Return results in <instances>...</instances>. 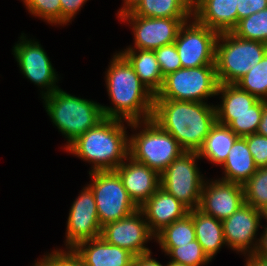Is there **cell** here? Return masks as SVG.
I'll use <instances>...</instances> for the list:
<instances>
[{
    "label": "cell",
    "mask_w": 267,
    "mask_h": 266,
    "mask_svg": "<svg viewBox=\"0 0 267 266\" xmlns=\"http://www.w3.org/2000/svg\"><path fill=\"white\" fill-rule=\"evenodd\" d=\"M267 52V44L239 38L232 32L220 33L215 48V70L219 84H235Z\"/></svg>",
    "instance_id": "cell-6"
},
{
    "label": "cell",
    "mask_w": 267,
    "mask_h": 266,
    "mask_svg": "<svg viewBox=\"0 0 267 266\" xmlns=\"http://www.w3.org/2000/svg\"><path fill=\"white\" fill-rule=\"evenodd\" d=\"M224 176L220 179L243 185L257 171L253 156L244 137H238L221 165Z\"/></svg>",
    "instance_id": "cell-21"
},
{
    "label": "cell",
    "mask_w": 267,
    "mask_h": 266,
    "mask_svg": "<svg viewBox=\"0 0 267 266\" xmlns=\"http://www.w3.org/2000/svg\"><path fill=\"white\" fill-rule=\"evenodd\" d=\"M232 33L239 38L267 44V8L239 20Z\"/></svg>",
    "instance_id": "cell-30"
},
{
    "label": "cell",
    "mask_w": 267,
    "mask_h": 266,
    "mask_svg": "<svg viewBox=\"0 0 267 266\" xmlns=\"http://www.w3.org/2000/svg\"><path fill=\"white\" fill-rule=\"evenodd\" d=\"M264 110V100H258L251 111L243 114H216L217 122L227 125L238 137L257 132Z\"/></svg>",
    "instance_id": "cell-28"
},
{
    "label": "cell",
    "mask_w": 267,
    "mask_h": 266,
    "mask_svg": "<svg viewBox=\"0 0 267 266\" xmlns=\"http://www.w3.org/2000/svg\"><path fill=\"white\" fill-rule=\"evenodd\" d=\"M238 136L227 126L216 122L205 138L199 157L221 166Z\"/></svg>",
    "instance_id": "cell-24"
},
{
    "label": "cell",
    "mask_w": 267,
    "mask_h": 266,
    "mask_svg": "<svg viewBox=\"0 0 267 266\" xmlns=\"http://www.w3.org/2000/svg\"><path fill=\"white\" fill-rule=\"evenodd\" d=\"M190 18H151L123 14L118 20L129 23L133 32L134 46L126 49L155 50L164 45L174 43L180 28Z\"/></svg>",
    "instance_id": "cell-12"
},
{
    "label": "cell",
    "mask_w": 267,
    "mask_h": 266,
    "mask_svg": "<svg viewBox=\"0 0 267 266\" xmlns=\"http://www.w3.org/2000/svg\"><path fill=\"white\" fill-rule=\"evenodd\" d=\"M33 266H86L73 249H56L45 254Z\"/></svg>",
    "instance_id": "cell-34"
},
{
    "label": "cell",
    "mask_w": 267,
    "mask_h": 266,
    "mask_svg": "<svg viewBox=\"0 0 267 266\" xmlns=\"http://www.w3.org/2000/svg\"><path fill=\"white\" fill-rule=\"evenodd\" d=\"M101 237L111 245L130 251L135 257L151 253L146 244L149 240H155L140 209L128 217L103 226Z\"/></svg>",
    "instance_id": "cell-14"
},
{
    "label": "cell",
    "mask_w": 267,
    "mask_h": 266,
    "mask_svg": "<svg viewBox=\"0 0 267 266\" xmlns=\"http://www.w3.org/2000/svg\"><path fill=\"white\" fill-rule=\"evenodd\" d=\"M132 13L151 18H191L193 4L190 0H142Z\"/></svg>",
    "instance_id": "cell-25"
},
{
    "label": "cell",
    "mask_w": 267,
    "mask_h": 266,
    "mask_svg": "<svg viewBox=\"0 0 267 266\" xmlns=\"http://www.w3.org/2000/svg\"><path fill=\"white\" fill-rule=\"evenodd\" d=\"M211 180L204 182L198 209L222 221L245 204L243 185L220 178Z\"/></svg>",
    "instance_id": "cell-16"
},
{
    "label": "cell",
    "mask_w": 267,
    "mask_h": 266,
    "mask_svg": "<svg viewBox=\"0 0 267 266\" xmlns=\"http://www.w3.org/2000/svg\"><path fill=\"white\" fill-rule=\"evenodd\" d=\"M237 5L238 0H197L193 17L218 34L232 32L238 24Z\"/></svg>",
    "instance_id": "cell-19"
},
{
    "label": "cell",
    "mask_w": 267,
    "mask_h": 266,
    "mask_svg": "<svg viewBox=\"0 0 267 266\" xmlns=\"http://www.w3.org/2000/svg\"><path fill=\"white\" fill-rule=\"evenodd\" d=\"M73 250L86 266H133L135 256L107 243L101 236L79 243Z\"/></svg>",
    "instance_id": "cell-20"
},
{
    "label": "cell",
    "mask_w": 267,
    "mask_h": 266,
    "mask_svg": "<svg viewBox=\"0 0 267 266\" xmlns=\"http://www.w3.org/2000/svg\"><path fill=\"white\" fill-rule=\"evenodd\" d=\"M152 119L186 152H198L217 122L216 107L207 102L154 99Z\"/></svg>",
    "instance_id": "cell-2"
},
{
    "label": "cell",
    "mask_w": 267,
    "mask_h": 266,
    "mask_svg": "<svg viewBox=\"0 0 267 266\" xmlns=\"http://www.w3.org/2000/svg\"><path fill=\"white\" fill-rule=\"evenodd\" d=\"M21 33L19 41L13 46L12 54L18 63L20 72L34 85L41 88V96L53 93L59 89L56 84L59 76L44 48L34 39H28ZM44 88V89H43Z\"/></svg>",
    "instance_id": "cell-10"
},
{
    "label": "cell",
    "mask_w": 267,
    "mask_h": 266,
    "mask_svg": "<svg viewBox=\"0 0 267 266\" xmlns=\"http://www.w3.org/2000/svg\"><path fill=\"white\" fill-rule=\"evenodd\" d=\"M262 218L267 222V204L261 209Z\"/></svg>",
    "instance_id": "cell-44"
},
{
    "label": "cell",
    "mask_w": 267,
    "mask_h": 266,
    "mask_svg": "<svg viewBox=\"0 0 267 266\" xmlns=\"http://www.w3.org/2000/svg\"><path fill=\"white\" fill-rule=\"evenodd\" d=\"M256 133L267 137V101H264V110Z\"/></svg>",
    "instance_id": "cell-43"
},
{
    "label": "cell",
    "mask_w": 267,
    "mask_h": 266,
    "mask_svg": "<svg viewBox=\"0 0 267 266\" xmlns=\"http://www.w3.org/2000/svg\"><path fill=\"white\" fill-rule=\"evenodd\" d=\"M165 255L171 257L170 261L187 266H205L212 261L196 239L188 244L171 248Z\"/></svg>",
    "instance_id": "cell-32"
},
{
    "label": "cell",
    "mask_w": 267,
    "mask_h": 266,
    "mask_svg": "<svg viewBox=\"0 0 267 266\" xmlns=\"http://www.w3.org/2000/svg\"><path fill=\"white\" fill-rule=\"evenodd\" d=\"M142 0H123V6L117 12V18L123 14L132 12Z\"/></svg>",
    "instance_id": "cell-42"
},
{
    "label": "cell",
    "mask_w": 267,
    "mask_h": 266,
    "mask_svg": "<svg viewBox=\"0 0 267 266\" xmlns=\"http://www.w3.org/2000/svg\"><path fill=\"white\" fill-rule=\"evenodd\" d=\"M197 0H190V2L193 4V3H195Z\"/></svg>",
    "instance_id": "cell-46"
},
{
    "label": "cell",
    "mask_w": 267,
    "mask_h": 266,
    "mask_svg": "<svg viewBox=\"0 0 267 266\" xmlns=\"http://www.w3.org/2000/svg\"><path fill=\"white\" fill-rule=\"evenodd\" d=\"M105 72L112 106L102 105L104 117L133 121L152 119L154 94L140 81L130 63L118 52Z\"/></svg>",
    "instance_id": "cell-1"
},
{
    "label": "cell",
    "mask_w": 267,
    "mask_h": 266,
    "mask_svg": "<svg viewBox=\"0 0 267 266\" xmlns=\"http://www.w3.org/2000/svg\"><path fill=\"white\" fill-rule=\"evenodd\" d=\"M115 171L121 178L131 200L138 208L160 187V174L146 164L135 161L130 156Z\"/></svg>",
    "instance_id": "cell-17"
},
{
    "label": "cell",
    "mask_w": 267,
    "mask_h": 266,
    "mask_svg": "<svg viewBox=\"0 0 267 266\" xmlns=\"http://www.w3.org/2000/svg\"><path fill=\"white\" fill-rule=\"evenodd\" d=\"M127 125L136 132L141 128L129 135V156L159 174L184 153L178 141L153 119L128 122Z\"/></svg>",
    "instance_id": "cell-5"
},
{
    "label": "cell",
    "mask_w": 267,
    "mask_h": 266,
    "mask_svg": "<svg viewBox=\"0 0 267 266\" xmlns=\"http://www.w3.org/2000/svg\"><path fill=\"white\" fill-rule=\"evenodd\" d=\"M28 12L43 19L50 25L61 26V2L60 0H21Z\"/></svg>",
    "instance_id": "cell-33"
},
{
    "label": "cell",
    "mask_w": 267,
    "mask_h": 266,
    "mask_svg": "<svg viewBox=\"0 0 267 266\" xmlns=\"http://www.w3.org/2000/svg\"><path fill=\"white\" fill-rule=\"evenodd\" d=\"M261 210L247 203L243 204L230 217L222 220L223 235L228 248L241 255L255 253L260 238L258 229L261 226Z\"/></svg>",
    "instance_id": "cell-15"
},
{
    "label": "cell",
    "mask_w": 267,
    "mask_h": 266,
    "mask_svg": "<svg viewBox=\"0 0 267 266\" xmlns=\"http://www.w3.org/2000/svg\"><path fill=\"white\" fill-rule=\"evenodd\" d=\"M78 195L69 210L64 242L66 249L101 236L102 227L93 192L85 186Z\"/></svg>",
    "instance_id": "cell-13"
},
{
    "label": "cell",
    "mask_w": 267,
    "mask_h": 266,
    "mask_svg": "<svg viewBox=\"0 0 267 266\" xmlns=\"http://www.w3.org/2000/svg\"><path fill=\"white\" fill-rule=\"evenodd\" d=\"M101 227L128 217L139 208L131 200L115 170L89 172Z\"/></svg>",
    "instance_id": "cell-8"
},
{
    "label": "cell",
    "mask_w": 267,
    "mask_h": 266,
    "mask_svg": "<svg viewBox=\"0 0 267 266\" xmlns=\"http://www.w3.org/2000/svg\"><path fill=\"white\" fill-rule=\"evenodd\" d=\"M124 122L128 123L105 117L65 151L92 164L89 172L115 170L129 156V135Z\"/></svg>",
    "instance_id": "cell-3"
},
{
    "label": "cell",
    "mask_w": 267,
    "mask_h": 266,
    "mask_svg": "<svg viewBox=\"0 0 267 266\" xmlns=\"http://www.w3.org/2000/svg\"><path fill=\"white\" fill-rule=\"evenodd\" d=\"M245 203L262 209L267 204V167H260L243 184Z\"/></svg>",
    "instance_id": "cell-31"
},
{
    "label": "cell",
    "mask_w": 267,
    "mask_h": 266,
    "mask_svg": "<svg viewBox=\"0 0 267 266\" xmlns=\"http://www.w3.org/2000/svg\"><path fill=\"white\" fill-rule=\"evenodd\" d=\"M222 99L220 105H215L216 114H243L251 111L258 99L236 84H219L217 96Z\"/></svg>",
    "instance_id": "cell-26"
},
{
    "label": "cell",
    "mask_w": 267,
    "mask_h": 266,
    "mask_svg": "<svg viewBox=\"0 0 267 266\" xmlns=\"http://www.w3.org/2000/svg\"><path fill=\"white\" fill-rule=\"evenodd\" d=\"M151 256H152V252L135 257L133 266H167V264L162 265L160 262H158L156 259H154Z\"/></svg>",
    "instance_id": "cell-39"
},
{
    "label": "cell",
    "mask_w": 267,
    "mask_h": 266,
    "mask_svg": "<svg viewBox=\"0 0 267 266\" xmlns=\"http://www.w3.org/2000/svg\"><path fill=\"white\" fill-rule=\"evenodd\" d=\"M259 238L260 240L255 254L267 260V225Z\"/></svg>",
    "instance_id": "cell-40"
},
{
    "label": "cell",
    "mask_w": 267,
    "mask_h": 266,
    "mask_svg": "<svg viewBox=\"0 0 267 266\" xmlns=\"http://www.w3.org/2000/svg\"><path fill=\"white\" fill-rule=\"evenodd\" d=\"M196 239L195 227L192 217L187 214L184 218L174 221L166 226L155 236V241L159 244L165 254L173 247L188 244Z\"/></svg>",
    "instance_id": "cell-27"
},
{
    "label": "cell",
    "mask_w": 267,
    "mask_h": 266,
    "mask_svg": "<svg viewBox=\"0 0 267 266\" xmlns=\"http://www.w3.org/2000/svg\"><path fill=\"white\" fill-rule=\"evenodd\" d=\"M154 51L163 77L182 68L175 43L164 45Z\"/></svg>",
    "instance_id": "cell-35"
},
{
    "label": "cell",
    "mask_w": 267,
    "mask_h": 266,
    "mask_svg": "<svg viewBox=\"0 0 267 266\" xmlns=\"http://www.w3.org/2000/svg\"><path fill=\"white\" fill-rule=\"evenodd\" d=\"M218 85L215 65L180 68L164 77L154 99L205 102L217 96Z\"/></svg>",
    "instance_id": "cell-7"
},
{
    "label": "cell",
    "mask_w": 267,
    "mask_h": 266,
    "mask_svg": "<svg viewBox=\"0 0 267 266\" xmlns=\"http://www.w3.org/2000/svg\"><path fill=\"white\" fill-rule=\"evenodd\" d=\"M41 98L52 124L67 140L64 149L105 118L102 104L76 97L61 88Z\"/></svg>",
    "instance_id": "cell-4"
},
{
    "label": "cell",
    "mask_w": 267,
    "mask_h": 266,
    "mask_svg": "<svg viewBox=\"0 0 267 266\" xmlns=\"http://www.w3.org/2000/svg\"><path fill=\"white\" fill-rule=\"evenodd\" d=\"M244 138L257 167H267V137L253 133Z\"/></svg>",
    "instance_id": "cell-36"
},
{
    "label": "cell",
    "mask_w": 267,
    "mask_h": 266,
    "mask_svg": "<svg viewBox=\"0 0 267 266\" xmlns=\"http://www.w3.org/2000/svg\"><path fill=\"white\" fill-rule=\"evenodd\" d=\"M119 53L130 63L140 81L154 94L161 89L164 77L154 50L124 49Z\"/></svg>",
    "instance_id": "cell-22"
},
{
    "label": "cell",
    "mask_w": 267,
    "mask_h": 266,
    "mask_svg": "<svg viewBox=\"0 0 267 266\" xmlns=\"http://www.w3.org/2000/svg\"><path fill=\"white\" fill-rule=\"evenodd\" d=\"M198 152L182 153L160 174V187L173 195L189 210L199 207L206 179L197 167Z\"/></svg>",
    "instance_id": "cell-9"
},
{
    "label": "cell",
    "mask_w": 267,
    "mask_h": 266,
    "mask_svg": "<svg viewBox=\"0 0 267 266\" xmlns=\"http://www.w3.org/2000/svg\"><path fill=\"white\" fill-rule=\"evenodd\" d=\"M156 236L166 226L184 218L189 209L173 195L159 187L156 192L139 208Z\"/></svg>",
    "instance_id": "cell-18"
},
{
    "label": "cell",
    "mask_w": 267,
    "mask_h": 266,
    "mask_svg": "<svg viewBox=\"0 0 267 266\" xmlns=\"http://www.w3.org/2000/svg\"><path fill=\"white\" fill-rule=\"evenodd\" d=\"M195 227L196 240L200 243L206 255L212 260L222 246H226L222 221L203 213L198 208L188 213Z\"/></svg>",
    "instance_id": "cell-23"
},
{
    "label": "cell",
    "mask_w": 267,
    "mask_h": 266,
    "mask_svg": "<svg viewBox=\"0 0 267 266\" xmlns=\"http://www.w3.org/2000/svg\"><path fill=\"white\" fill-rule=\"evenodd\" d=\"M88 0H60L61 26L67 25Z\"/></svg>",
    "instance_id": "cell-38"
},
{
    "label": "cell",
    "mask_w": 267,
    "mask_h": 266,
    "mask_svg": "<svg viewBox=\"0 0 267 266\" xmlns=\"http://www.w3.org/2000/svg\"><path fill=\"white\" fill-rule=\"evenodd\" d=\"M218 33L199 23L194 17L187 20L175 40L182 68L215 65Z\"/></svg>",
    "instance_id": "cell-11"
},
{
    "label": "cell",
    "mask_w": 267,
    "mask_h": 266,
    "mask_svg": "<svg viewBox=\"0 0 267 266\" xmlns=\"http://www.w3.org/2000/svg\"><path fill=\"white\" fill-rule=\"evenodd\" d=\"M167 266H187V265L180 264L177 262L168 261Z\"/></svg>",
    "instance_id": "cell-45"
},
{
    "label": "cell",
    "mask_w": 267,
    "mask_h": 266,
    "mask_svg": "<svg viewBox=\"0 0 267 266\" xmlns=\"http://www.w3.org/2000/svg\"><path fill=\"white\" fill-rule=\"evenodd\" d=\"M235 84L258 100L267 101V52L262 60Z\"/></svg>",
    "instance_id": "cell-29"
},
{
    "label": "cell",
    "mask_w": 267,
    "mask_h": 266,
    "mask_svg": "<svg viewBox=\"0 0 267 266\" xmlns=\"http://www.w3.org/2000/svg\"><path fill=\"white\" fill-rule=\"evenodd\" d=\"M267 8V0H238L237 13L239 20Z\"/></svg>",
    "instance_id": "cell-37"
},
{
    "label": "cell",
    "mask_w": 267,
    "mask_h": 266,
    "mask_svg": "<svg viewBox=\"0 0 267 266\" xmlns=\"http://www.w3.org/2000/svg\"><path fill=\"white\" fill-rule=\"evenodd\" d=\"M245 266H267V260L259 257L255 253L245 254Z\"/></svg>",
    "instance_id": "cell-41"
}]
</instances>
